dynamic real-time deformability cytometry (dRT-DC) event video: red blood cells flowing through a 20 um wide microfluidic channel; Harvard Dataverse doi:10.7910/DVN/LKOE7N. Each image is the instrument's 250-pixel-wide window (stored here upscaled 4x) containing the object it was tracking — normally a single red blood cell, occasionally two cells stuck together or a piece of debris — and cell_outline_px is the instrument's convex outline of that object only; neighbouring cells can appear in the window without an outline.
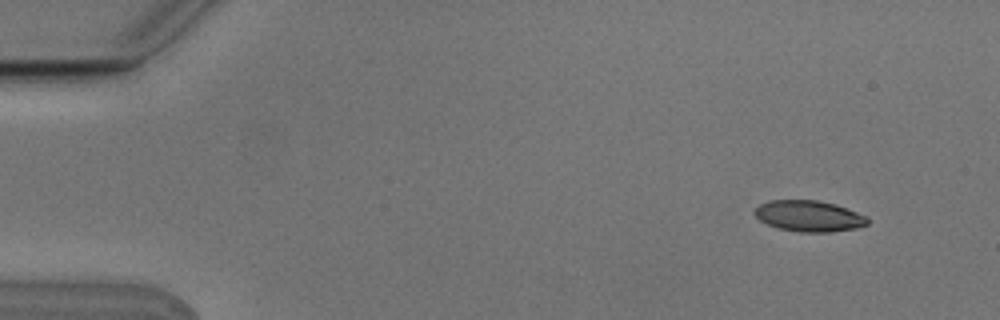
{"species": "Egyptian fruit bat (a non-hibernating species)", "species_latin": "Rousettus aegyptiacus", "temperature_condition": "cold", "stored_images_in_passage": 6, "camera_frame_rate_fps": 3000, "um_per_image_px": 0.085, "animal": {"sex": "male"}, "frame": {"image": 1, "passage_image": 2, "time_ms": 0.333, "image_size_px": [1000, 320], "cell_outline_px": [[868, 224], [856, 228], [828, 232], [800, 232], [780, 228], [768, 224], [760, 220], [752, 212], [760, 204], [772, 200], [816, 200], [836, 204], [868, 216]], "centroid_in_image_um": [68.78, 18.36], "position_along_channel_um": 16.2, "area_um2": 20.35}}
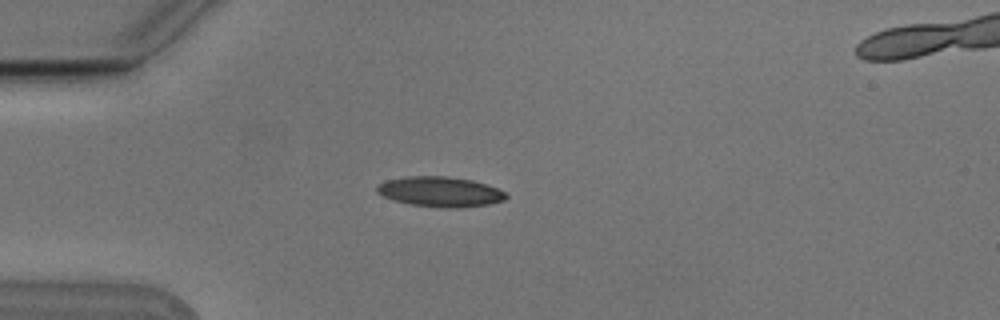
{"frame": {"image": 2, "passage_image": 5, "time_ms": 1.333, "image_size_px": [1000, 320], "cell_outline_px": [[508, 196], [504, 200], [488, 204], [460, 208], [448, 208], [412, 204], [392, 200], [376, 192], [376, 184], [384, 180], [404, 176], [448, 176], [472, 180], [496, 188], [504, 192]], "centroid_in_image_um": [37.35, 16.28], "position_along_channel_um": 47.6, "area_um2": 22.66}}